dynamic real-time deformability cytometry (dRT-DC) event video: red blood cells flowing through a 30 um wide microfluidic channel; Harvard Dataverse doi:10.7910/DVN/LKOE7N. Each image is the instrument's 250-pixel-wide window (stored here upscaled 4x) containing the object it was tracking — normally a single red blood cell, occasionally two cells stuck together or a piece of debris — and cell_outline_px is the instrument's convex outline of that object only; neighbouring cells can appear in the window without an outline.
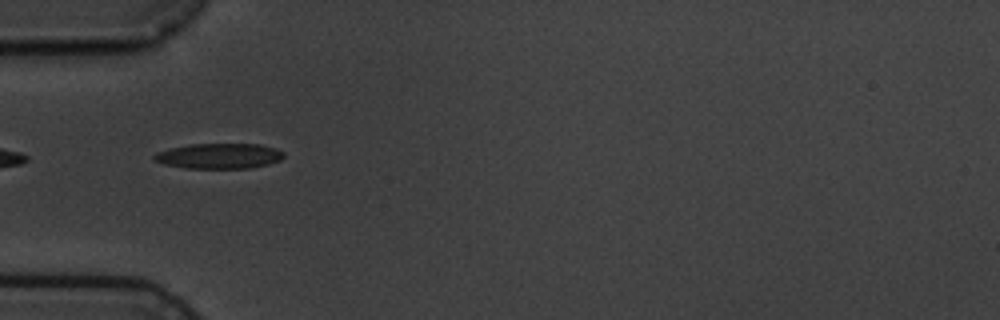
{"species": "common noctule bat (a hibernating species)", "species_latin": "Nyctalus noctula", "temperature_condition": "cold", "stored_images_in_passage": 10, "camera_frame_rate_fps": 3000, "um_per_image_px": 0.085, "animal": {"sex": "male", "body_mass_g": 19.5, "forearm_length_mm": 54.6}, "frame": {"image": 1, "passage_image": 1, "time_ms": 0.0, "image_size_px": [1000, 320], "cell_outline_px": [[284, 156], [280, 160], [268, 164], [252, 168], [184, 168], [164, 164], [152, 160], [152, 156], [156, 152], [168, 148], [188, 144], [260, 144], [276, 148], [284, 152]], "centroid_in_image_um": [18.59, 13.25], "position_along_channel_um": 66.4, "area_um2": 19.36}}
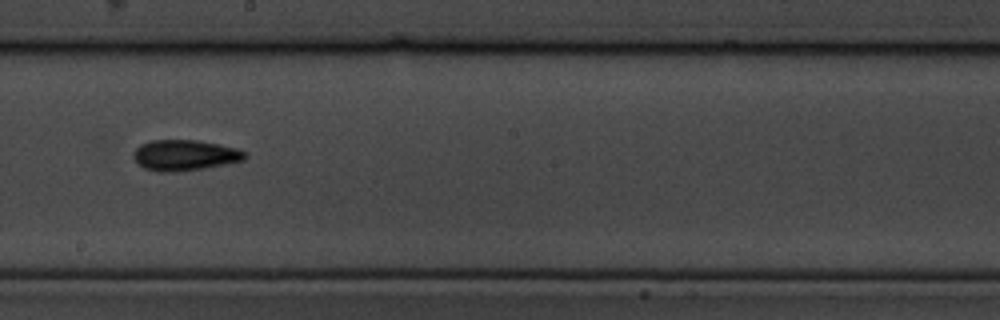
{"frame": {"image": 2, "passage_image": 5, "time_ms": 4.667, "image_size_px": [1000, 320], "cell_outline_px": [[248, 156], [244, 160], [204, 168], [176, 172], [160, 172], [144, 168], [132, 156], [132, 152], [140, 144], [152, 140], [196, 140], [236, 148], [244, 152]], "centroid_in_image_um": [15.67, 13.19], "position_along_channel_um": 232.5, "area_um2": 19.83}}
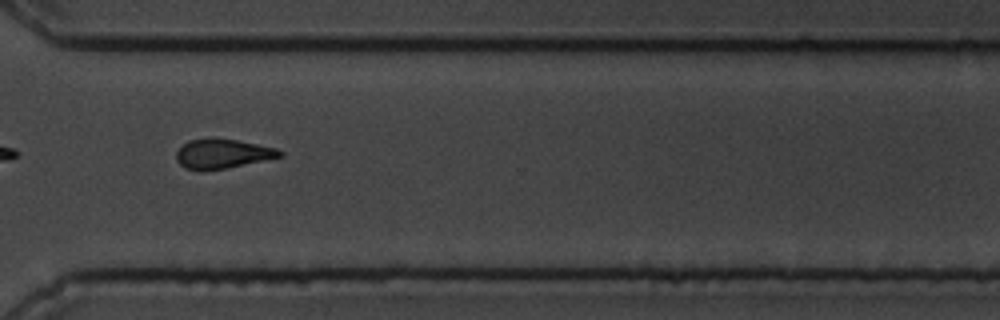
{"frame": {"image": 3, "passage_image": 8, "time_ms": 8.0, "image_size_px": [1000, 320], "cell_outline_px": [[284, 156], [228, 168], [204, 172], [200, 172], [184, 168], [176, 160], [176, 152], [188, 140], [208, 136], [212, 136], [236, 140], [276, 148], [284, 152]], "centroid_in_image_um": [18.87, 13.07], "position_along_channel_um": 351.7, "area_um2": 18.38}, "authors_computed_cell_mechanics": {"area_um2": 18.1781, "velocity_mm_per_s": 3.59, "shape_relaxation_time_tau1_ms": 4.1765, "shape_relaxation_time_tau2_ms": 2.98, "deformation_change_tau1": 0.1237, "deformation_change_tau2": 0.1015}}